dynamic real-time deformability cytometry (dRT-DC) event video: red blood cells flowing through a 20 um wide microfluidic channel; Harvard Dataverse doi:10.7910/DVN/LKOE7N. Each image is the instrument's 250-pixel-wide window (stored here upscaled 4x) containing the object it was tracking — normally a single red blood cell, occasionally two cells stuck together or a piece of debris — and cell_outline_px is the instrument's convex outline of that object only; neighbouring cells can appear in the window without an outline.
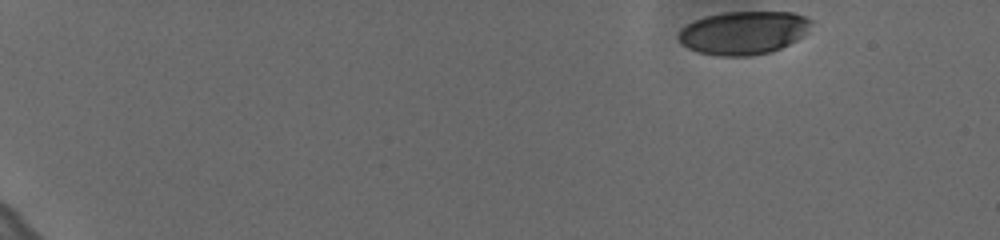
{"species": "human", "species_latin": "Homo sapiens", "temperature_condition": "cold", "stored_images_in_passage": 46, "camera_frame_rate_fps": 3000, "um_per_image_px": 0.085, "donor": {"sex": "female"}, "frame": {"image": 1, "passage_image": 1, "time_ms": 0.0, "image_size_px": [1000, 240], "cell_outline_px": [[812, 20], [804, 32], [796, 40], [772, 52], [752, 56], [720, 56], [696, 52], [680, 44], [676, 36], [680, 28], [704, 16], [724, 12], [792, 12], [804, 16]], "centroid_in_image_um": [63.12, 2.79], "position_along_channel_um": 21.9, "area_um2": 33.47}}
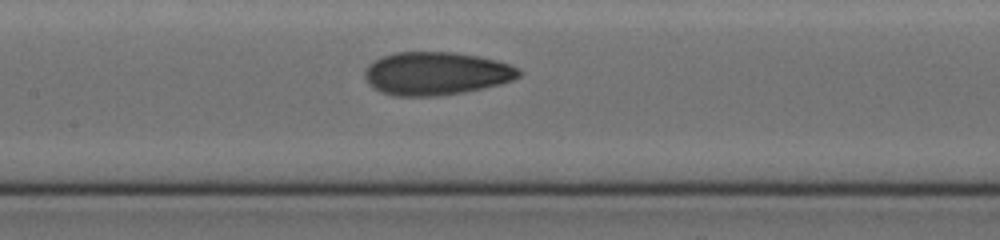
{"frame": {"image": 2, "passage_image": 26, "time_ms": 8.333, "image_size_px": [1000, 240], "cell_outline_px": [[520, 76], [512, 80], [500, 84], [484, 88], [464, 92], [436, 96], [396, 96], [380, 92], [372, 88], [368, 84], [364, 76], [364, 68], [368, 64], [384, 56], [396, 52], [456, 52], [496, 60], [520, 68]], "centroid_in_image_um": [37.04, 6.25], "position_along_channel_um": 170.4, "area_um2": 38.84}}
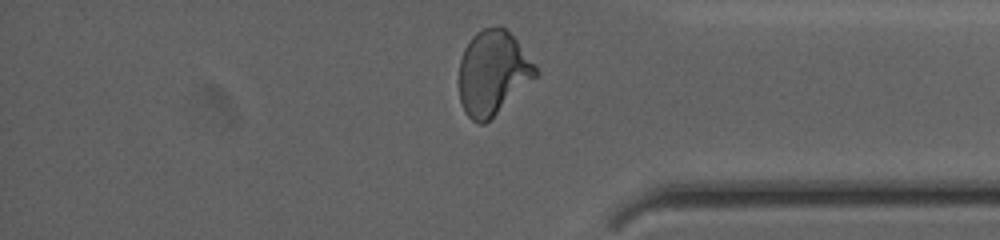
{"frame": {"image": 3, "passage_image": 45, "time_ms": 14.667, "image_size_px": [1000, 240], "cell_outline_px": [[536, 76], [484, 124], [476, 124], [464, 112], [460, 100], [460, 60], [464, 48], [472, 36], [476, 32], [484, 28], [496, 24], [500, 24], [516, 40], [536, 64]], "centroid_in_image_um": [41.86, 6.16], "position_along_channel_um": 393.3, "area_um2": 37.17}, "authors_computed_cell_mechanics": {"area_um2": 37.0787, "velocity_mm_per_s": 3.6179, "shape_relaxation_time_tau1_ms": 8.2033, "shape_relaxation_time_tau2_ms": 1.364, "deformation_change_tau1": 0.2116, "deformation_change_tau2": 0.0689}}